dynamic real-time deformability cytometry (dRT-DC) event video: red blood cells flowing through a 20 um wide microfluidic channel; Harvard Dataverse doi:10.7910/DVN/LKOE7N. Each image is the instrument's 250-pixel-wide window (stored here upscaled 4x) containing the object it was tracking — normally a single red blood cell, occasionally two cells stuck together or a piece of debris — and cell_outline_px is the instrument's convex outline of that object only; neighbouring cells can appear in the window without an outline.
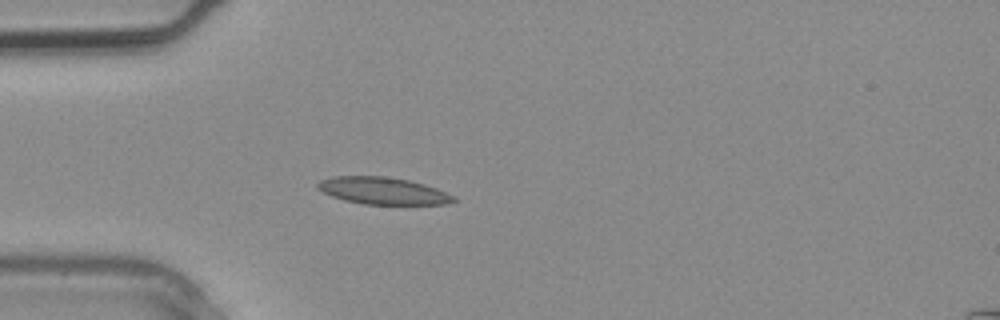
{"species": "common noctule bat (a hibernating species)", "species_latin": "Nyctalus noctula", "temperature_condition": "warm", "stored_images_in_passage": 2, "camera_frame_rate_fps": 3000, "um_per_image_px": 0.085, "animal": {"sex": "male", "body_mass_g": 20.4}, "frame": {"image": 1, "passage_image": 2, "time_ms": 0.333, "image_size_px": [1000, 320], "cell_outline_px": [[456, 200], [444, 204], [364, 204], [344, 200], [332, 196], [316, 188], [316, 184], [320, 180], [332, 176], [384, 176], [408, 180], [424, 184], [436, 188], [456, 196]], "centroid_in_image_um": [32.53, 16.21], "position_along_channel_um": 52.5, "area_um2": 21.39}}